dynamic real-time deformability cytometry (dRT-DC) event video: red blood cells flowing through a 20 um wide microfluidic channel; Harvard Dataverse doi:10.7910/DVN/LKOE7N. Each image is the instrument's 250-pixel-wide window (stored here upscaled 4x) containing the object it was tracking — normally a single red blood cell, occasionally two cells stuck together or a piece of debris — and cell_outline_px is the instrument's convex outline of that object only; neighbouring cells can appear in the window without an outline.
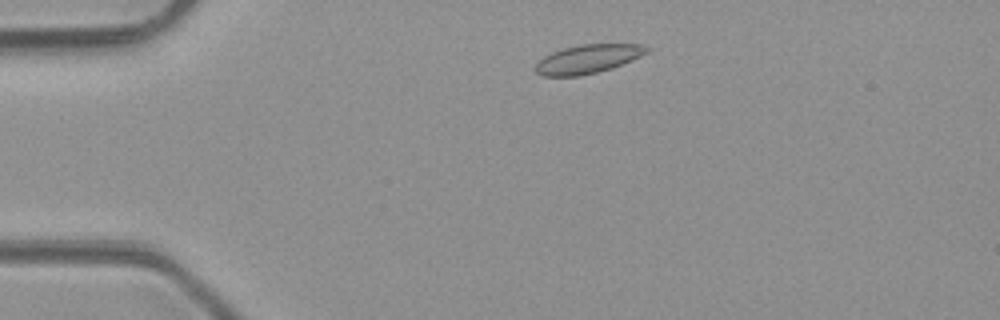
{"species": "common noctule bat (a hibernating species)", "species_latin": "Nyctalus noctula", "temperature_condition": "room temperature", "stored_images_in_passage": 3, "camera_frame_rate_fps": 3000, "um_per_image_px": 0.085, "animal": {"sex": "male", "body_mass_g": 23.1, "forearm_length_mm": 52.7}, "frame": {"image": 1, "passage_image": 2, "time_ms": 1.0, "image_size_px": [1000, 320], "cell_outline_px": [[652, 48], [648, 52], [632, 60], [612, 68], [580, 76], [540, 76], [532, 68], [544, 56], [552, 52], [564, 48], [580, 44], [640, 44]], "centroid_in_image_um": [49.95, 5.01], "position_along_channel_um": 35.0, "area_um2": 18.73}}